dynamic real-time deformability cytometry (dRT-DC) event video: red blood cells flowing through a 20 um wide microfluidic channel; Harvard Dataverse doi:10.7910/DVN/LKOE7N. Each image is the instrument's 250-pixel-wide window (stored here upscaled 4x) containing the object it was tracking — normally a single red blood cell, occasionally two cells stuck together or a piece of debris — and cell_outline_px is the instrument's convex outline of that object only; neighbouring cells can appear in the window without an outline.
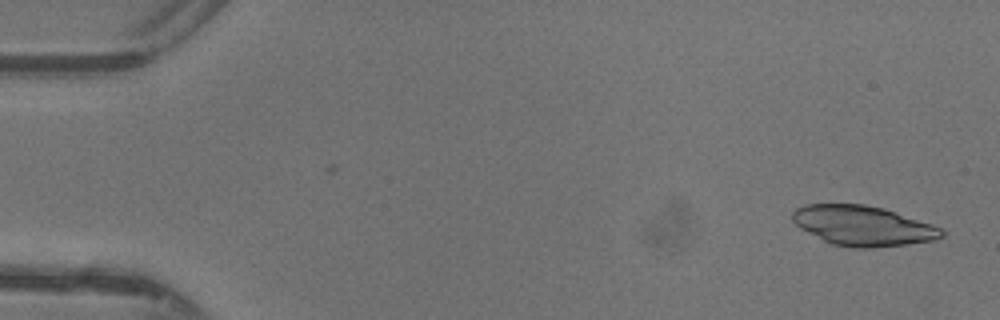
{"species": "common noctule bat (a hibernating species)", "species_latin": "Nyctalus noctula", "temperature_condition": "warm", "stored_images_in_passage": 22, "camera_frame_rate_fps": 3000, "um_per_image_px": 0.085, "animal": {"sex": "female"}, "frame": {"image": 1, "passage_image": 1, "time_ms": 0.0, "image_size_px": [1000, 320], "cell_outline_px": [[944, 236], [936, 240], [872, 248], [856, 248], [832, 244], [800, 228], [792, 220], [792, 212], [796, 208], [804, 204], [864, 204], [884, 208], [944, 228]], "centroid_in_image_um": [73.37, 19.18], "position_along_channel_um": 11.6, "area_um2": 34.74}}